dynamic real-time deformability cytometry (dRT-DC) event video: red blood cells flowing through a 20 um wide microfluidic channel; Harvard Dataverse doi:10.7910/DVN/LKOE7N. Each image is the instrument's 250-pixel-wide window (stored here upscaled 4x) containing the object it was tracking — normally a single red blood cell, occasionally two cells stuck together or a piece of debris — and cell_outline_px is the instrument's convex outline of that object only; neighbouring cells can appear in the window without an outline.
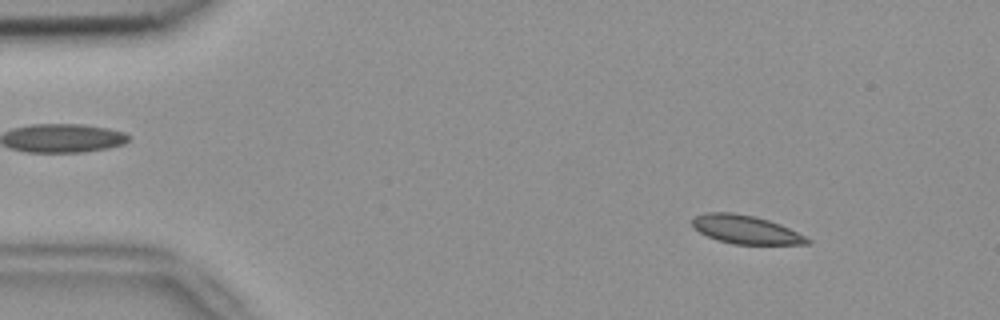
{"species": "common noctule bat (a hibernating species)", "species_latin": "Nyctalus noctula", "temperature_condition": "room temperature", "stored_images_in_passage": 53, "camera_frame_rate_fps": 3000, "um_per_image_px": 0.085, "animal": {"sex": "female", "body_mass_g": 18.4}, "frame": {"image": 1, "passage_image": 6, "time_ms": 1.667, "image_size_px": [1000, 320], "cell_outline_px": [[812, 244], [732, 244], [716, 240], [700, 232], [692, 224], [692, 220], [696, 216], [704, 212], [732, 212], [756, 216], [780, 224], [812, 240]], "centroid_in_image_um": [63.39, 19.51], "position_along_channel_um": 21.6, "area_um2": 19.02}}
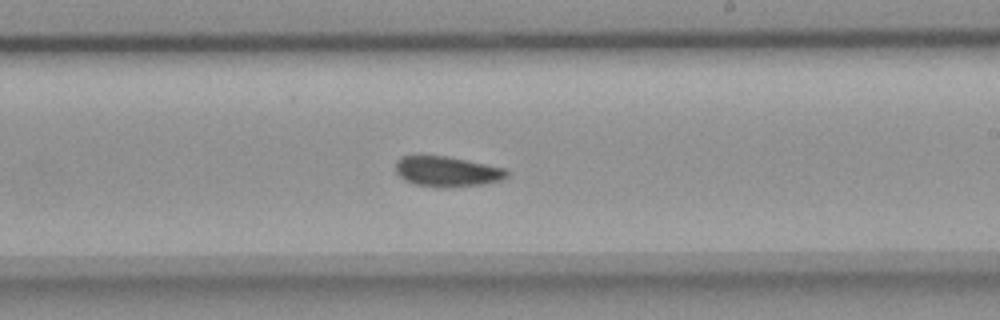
{"frame": {"image": 2, "passage_image": 31, "time_ms": 10.0, "image_size_px": [1000, 320], "cell_outline_px": [[508, 176], [500, 180], [484, 184], [448, 188], [436, 188], [416, 184], [404, 180], [396, 172], [396, 160], [400, 156], [448, 156], [504, 168], [508, 172]], "centroid_in_image_um": [37.98, 14.59], "position_along_channel_um": 251.0, "area_um2": 19.71}}
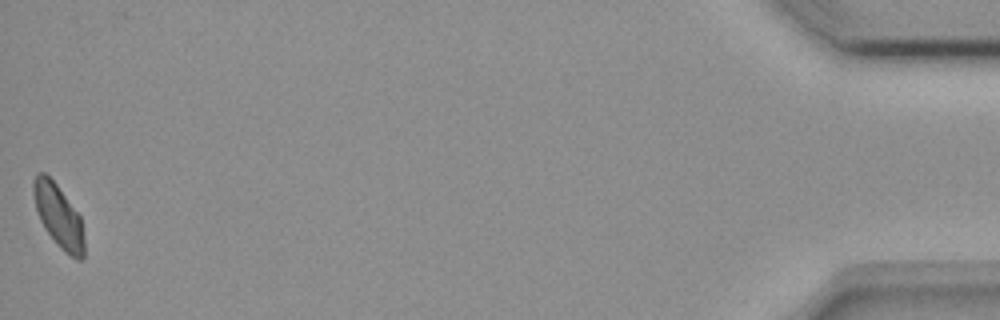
{"frame": {"image": 3, "passage_image": 53, "time_ms": 17.333, "image_size_px": [1000, 320], "cell_outline_px": [[84, 256], [80, 260], [76, 260], [64, 252], [60, 248], [44, 228], [40, 220], [36, 208], [32, 192], [32, 180], [36, 172], [44, 172], [56, 184], [80, 216], [84, 236]], "centroid_in_image_um": [4.96, 18.37], "position_along_channel_um": 430.2, "area_um2": 18.67}, "authors_computed_cell_mechanics": {"area_um2": 19.4786, "velocity_mm_per_s": 3.7416, "shape_relaxation_time_tau1_ms": 2.8116, "shape_relaxation_time_tau2_ms": 1.8528, "deformation_change_tau1": 0.0948, "deformation_change_tau2": 0.0639}}